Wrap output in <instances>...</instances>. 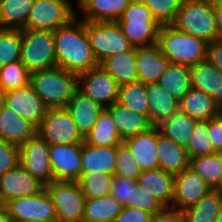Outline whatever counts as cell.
<instances>
[{
	"label": "cell",
	"instance_id": "cell-31",
	"mask_svg": "<svg viewBox=\"0 0 222 222\" xmlns=\"http://www.w3.org/2000/svg\"><path fill=\"white\" fill-rule=\"evenodd\" d=\"M189 167L197 173L212 190H222V153L197 156L189 159Z\"/></svg>",
	"mask_w": 222,
	"mask_h": 222
},
{
	"label": "cell",
	"instance_id": "cell-46",
	"mask_svg": "<svg viewBox=\"0 0 222 222\" xmlns=\"http://www.w3.org/2000/svg\"><path fill=\"white\" fill-rule=\"evenodd\" d=\"M116 22H157V20L140 0H132Z\"/></svg>",
	"mask_w": 222,
	"mask_h": 222
},
{
	"label": "cell",
	"instance_id": "cell-8",
	"mask_svg": "<svg viewBox=\"0 0 222 222\" xmlns=\"http://www.w3.org/2000/svg\"><path fill=\"white\" fill-rule=\"evenodd\" d=\"M70 0H34L23 29L55 31L76 17Z\"/></svg>",
	"mask_w": 222,
	"mask_h": 222
},
{
	"label": "cell",
	"instance_id": "cell-56",
	"mask_svg": "<svg viewBox=\"0 0 222 222\" xmlns=\"http://www.w3.org/2000/svg\"><path fill=\"white\" fill-rule=\"evenodd\" d=\"M216 222H222V205H221L219 212L217 214Z\"/></svg>",
	"mask_w": 222,
	"mask_h": 222
},
{
	"label": "cell",
	"instance_id": "cell-23",
	"mask_svg": "<svg viewBox=\"0 0 222 222\" xmlns=\"http://www.w3.org/2000/svg\"><path fill=\"white\" fill-rule=\"evenodd\" d=\"M36 134V127L12 109L4 106L0 112V139L23 145Z\"/></svg>",
	"mask_w": 222,
	"mask_h": 222
},
{
	"label": "cell",
	"instance_id": "cell-51",
	"mask_svg": "<svg viewBox=\"0 0 222 222\" xmlns=\"http://www.w3.org/2000/svg\"><path fill=\"white\" fill-rule=\"evenodd\" d=\"M150 222H185L183 210L165 207L160 213L152 216Z\"/></svg>",
	"mask_w": 222,
	"mask_h": 222
},
{
	"label": "cell",
	"instance_id": "cell-44",
	"mask_svg": "<svg viewBox=\"0 0 222 222\" xmlns=\"http://www.w3.org/2000/svg\"><path fill=\"white\" fill-rule=\"evenodd\" d=\"M141 172L142 170L140 169L139 164L134 160L129 147L124 142H121L117 146L116 168L114 175L136 180Z\"/></svg>",
	"mask_w": 222,
	"mask_h": 222
},
{
	"label": "cell",
	"instance_id": "cell-18",
	"mask_svg": "<svg viewBox=\"0 0 222 222\" xmlns=\"http://www.w3.org/2000/svg\"><path fill=\"white\" fill-rule=\"evenodd\" d=\"M123 142L129 147L134 160L142 171L159 168L157 154V126L146 132L128 137Z\"/></svg>",
	"mask_w": 222,
	"mask_h": 222
},
{
	"label": "cell",
	"instance_id": "cell-15",
	"mask_svg": "<svg viewBox=\"0 0 222 222\" xmlns=\"http://www.w3.org/2000/svg\"><path fill=\"white\" fill-rule=\"evenodd\" d=\"M5 106L21 115L36 128L48 110L30 83L25 87L5 92Z\"/></svg>",
	"mask_w": 222,
	"mask_h": 222
},
{
	"label": "cell",
	"instance_id": "cell-3",
	"mask_svg": "<svg viewBox=\"0 0 222 222\" xmlns=\"http://www.w3.org/2000/svg\"><path fill=\"white\" fill-rule=\"evenodd\" d=\"M157 44L161 53L173 64L191 67L207 59L208 42L172 25H161Z\"/></svg>",
	"mask_w": 222,
	"mask_h": 222
},
{
	"label": "cell",
	"instance_id": "cell-14",
	"mask_svg": "<svg viewBox=\"0 0 222 222\" xmlns=\"http://www.w3.org/2000/svg\"><path fill=\"white\" fill-rule=\"evenodd\" d=\"M44 189L45 184L33 177L20 163L0 176V198L3 205L14 198L40 194Z\"/></svg>",
	"mask_w": 222,
	"mask_h": 222
},
{
	"label": "cell",
	"instance_id": "cell-16",
	"mask_svg": "<svg viewBox=\"0 0 222 222\" xmlns=\"http://www.w3.org/2000/svg\"><path fill=\"white\" fill-rule=\"evenodd\" d=\"M210 190L206 182L190 167L174 176L172 208L186 210L197 204Z\"/></svg>",
	"mask_w": 222,
	"mask_h": 222
},
{
	"label": "cell",
	"instance_id": "cell-27",
	"mask_svg": "<svg viewBox=\"0 0 222 222\" xmlns=\"http://www.w3.org/2000/svg\"><path fill=\"white\" fill-rule=\"evenodd\" d=\"M132 0H78L85 22H116Z\"/></svg>",
	"mask_w": 222,
	"mask_h": 222
},
{
	"label": "cell",
	"instance_id": "cell-19",
	"mask_svg": "<svg viewBox=\"0 0 222 222\" xmlns=\"http://www.w3.org/2000/svg\"><path fill=\"white\" fill-rule=\"evenodd\" d=\"M117 146H94L82 143L81 176L90 172L114 175Z\"/></svg>",
	"mask_w": 222,
	"mask_h": 222
},
{
	"label": "cell",
	"instance_id": "cell-28",
	"mask_svg": "<svg viewBox=\"0 0 222 222\" xmlns=\"http://www.w3.org/2000/svg\"><path fill=\"white\" fill-rule=\"evenodd\" d=\"M100 65L119 86L138 81L136 50H126L110 55Z\"/></svg>",
	"mask_w": 222,
	"mask_h": 222
},
{
	"label": "cell",
	"instance_id": "cell-10",
	"mask_svg": "<svg viewBox=\"0 0 222 222\" xmlns=\"http://www.w3.org/2000/svg\"><path fill=\"white\" fill-rule=\"evenodd\" d=\"M119 87L101 65L78 75V90L104 108L117 102Z\"/></svg>",
	"mask_w": 222,
	"mask_h": 222
},
{
	"label": "cell",
	"instance_id": "cell-45",
	"mask_svg": "<svg viewBox=\"0 0 222 222\" xmlns=\"http://www.w3.org/2000/svg\"><path fill=\"white\" fill-rule=\"evenodd\" d=\"M126 206L139 208L152 215L160 213L165 208L153 194L148 193L137 183L133 184L132 202H128Z\"/></svg>",
	"mask_w": 222,
	"mask_h": 222
},
{
	"label": "cell",
	"instance_id": "cell-29",
	"mask_svg": "<svg viewBox=\"0 0 222 222\" xmlns=\"http://www.w3.org/2000/svg\"><path fill=\"white\" fill-rule=\"evenodd\" d=\"M149 119L153 126L168 119L179 109V101L174 99L170 93L158 83L146 84Z\"/></svg>",
	"mask_w": 222,
	"mask_h": 222
},
{
	"label": "cell",
	"instance_id": "cell-38",
	"mask_svg": "<svg viewBox=\"0 0 222 222\" xmlns=\"http://www.w3.org/2000/svg\"><path fill=\"white\" fill-rule=\"evenodd\" d=\"M117 102L131 111L145 114L149 117L146 84L141 81L120 86Z\"/></svg>",
	"mask_w": 222,
	"mask_h": 222
},
{
	"label": "cell",
	"instance_id": "cell-25",
	"mask_svg": "<svg viewBox=\"0 0 222 222\" xmlns=\"http://www.w3.org/2000/svg\"><path fill=\"white\" fill-rule=\"evenodd\" d=\"M141 188L153 194L165 207H171L174 197V175L160 168L142 171L136 179Z\"/></svg>",
	"mask_w": 222,
	"mask_h": 222
},
{
	"label": "cell",
	"instance_id": "cell-43",
	"mask_svg": "<svg viewBox=\"0 0 222 222\" xmlns=\"http://www.w3.org/2000/svg\"><path fill=\"white\" fill-rule=\"evenodd\" d=\"M160 25H171L183 0H140Z\"/></svg>",
	"mask_w": 222,
	"mask_h": 222
},
{
	"label": "cell",
	"instance_id": "cell-2",
	"mask_svg": "<svg viewBox=\"0 0 222 222\" xmlns=\"http://www.w3.org/2000/svg\"><path fill=\"white\" fill-rule=\"evenodd\" d=\"M30 84L48 108H66L78 90V75L56 66L30 73Z\"/></svg>",
	"mask_w": 222,
	"mask_h": 222
},
{
	"label": "cell",
	"instance_id": "cell-42",
	"mask_svg": "<svg viewBox=\"0 0 222 222\" xmlns=\"http://www.w3.org/2000/svg\"><path fill=\"white\" fill-rule=\"evenodd\" d=\"M186 151L189 159L216 153L207 132V121L196 122Z\"/></svg>",
	"mask_w": 222,
	"mask_h": 222
},
{
	"label": "cell",
	"instance_id": "cell-21",
	"mask_svg": "<svg viewBox=\"0 0 222 222\" xmlns=\"http://www.w3.org/2000/svg\"><path fill=\"white\" fill-rule=\"evenodd\" d=\"M157 154L159 168L174 176L189 167V157L186 148L161 134L158 127Z\"/></svg>",
	"mask_w": 222,
	"mask_h": 222
},
{
	"label": "cell",
	"instance_id": "cell-37",
	"mask_svg": "<svg viewBox=\"0 0 222 222\" xmlns=\"http://www.w3.org/2000/svg\"><path fill=\"white\" fill-rule=\"evenodd\" d=\"M117 24L134 47L157 43L161 28L158 22H117Z\"/></svg>",
	"mask_w": 222,
	"mask_h": 222
},
{
	"label": "cell",
	"instance_id": "cell-17",
	"mask_svg": "<svg viewBox=\"0 0 222 222\" xmlns=\"http://www.w3.org/2000/svg\"><path fill=\"white\" fill-rule=\"evenodd\" d=\"M171 61L161 53L159 45L136 47L138 81L144 84L158 83Z\"/></svg>",
	"mask_w": 222,
	"mask_h": 222
},
{
	"label": "cell",
	"instance_id": "cell-52",
	"mask_svg": "<svg viewBox=\"0 0 222 222\" xmlns=\"http://www.w3.org/2000/svg\"><path fill=\"white\" fill-rule=\"evenodd\" d=\"M207 59L222 71V39L214 40L208 44Z\"/></svg>",
	"mask_w": 222,
	"mask_h": 222
},
{
	"label": "cell",
	"instance_id": "cell-33",
	"mask_svg": "<svg viewBox=\"0 0 222 222\" xmlns=\"http://www.w3.org/2000/svg\"><path fill=\"white\" fill-rule=\"evenodd\" d=\"M121 205L113 196L86 198L82 222H113L121 213Z\"/></svg>",
	"mask_w": 222,
	"mask_h": 222
},
{
	"label": "cell",
	"instance_id": "cell-1",
	"mask_svg": "<svg viewBox=\"0 0 222 222\" xmlns=\"http://www.w3.org/2000/svg\"><path fill=\"white\" fill-rule=\"evenodd\" d=\"M57 66L77 75L100 64L87 35V22L78 16L54 31Z\"/></svg>",
	"mask_w": 222,
	"mask_h": 222
},
{
	"label": "cell",
	"instance_id": "cell-22",
	"mask_svg": "<svg viewBox=\"0 0 222 222\" xmlns=\"http://www.w3.org/2000/svg\"><path fill=\"white\" fill-rule=\"evenodd\" d=\"M179 108L197 121H208L222 114L215 99L196 88H190L179 102Z\"/></svg>",
	"mask_w": 222,
	"mask_h": 222
},
{
	"label": "cell",
	"instance_id": "cell-41",
	"mask_svg": "<svg viewBox=\"0 0 222 222\" xmlns=\"http://www.w3.org/2000/svg\"><path fill=\"white\" fill-rule=\"evenodd\" d=\"M30 72L21 61L0 67V88L5 92L27 86Z\"/></svg>",
	"mask_w": 222,
	"mask_h": 222
},
{
	"label": "cell",
	"instance_id": "cell-9",
	"mask_svg": "<svg viewBox=\"0 0 222 222\" xmlns=\"http://www.w3.org/2000/svg\"><path fill=\"white\" fill-rule=\"evenodd\" d=\"M36 133L48 144H79L84 137L78 131L67 108H48Z\"/></svg>",
	"mask_w": 222,
	"mask_h": 222
},
{
	"label": "cell",
	"instance_id": "cell-36",
	"mask_svg": "<svg viewBox=\"0 0 222 222\" xmlns=\"http://www.w3.org/2000/svg\"><path fill=\"white\" fill-rule=\"evenodd\" d=\"M34 0H0V28L23 29Z\"/></svg>",
	"mask_w": 222,
	"mask_h": 222
},
{
	"label": "cell",
	"instance_id": "cell-26",
	"mask_svg": "<svg viewBox=\"0 0 222 222\" xmlns=\"http://www.w3.org/2000/svg\"><path fill=\"white\" fill-rule=\"evenodd\" d=\"M66 108L83 137L94 127L99 114L104 109L79 90L75 92Z\"/></svg>",
	"mask_w": 222,
	"mask_h": 222
},
{
	"label": "cell",
	"instance_id": "cell-54",
	"mask_svg": "<svg viewBox=\"0 0 222 222\" xmlns=\"http://www.w3.org/2000/svg\"><path fill=\"white\" fill-rule=\"evenodd\" d=\"M0 222H11L6 207L4 205L0 207Z\"/></svg>",
	"mask_w": 222,
	"mask_h": 222
},
{
	"label": "cell",
	"instance_id": "cell-58",
	"mask_svg": "<svg viewBox=\"0 0 222 222\" xmlns=\"http://www.w3.org/2000/svg\"><path fill=\"white\" fill-rule=\"evenodd\" d=\"M3 205V203H2V200H1V198H0V207Z\"/></svg>",
	"mask_w": 222,
	"mask_h": 222
},
{
	"label": "cell",
	"instance_id": "cell-50",
	"mask_svg": "<svg viewBox=\"0 0 222 222\" xmlns=\"http://www.w3.org/2000/svg\"><path fill=\"white\" fill-rule=\"evenodd\" d=\"M207 132L214 150L222 153V114L207 121Z\"/></svg>",
	"mask_w": 222,
	"mask_h": 222
},
{
	"label": "cell",
	"instance_id": "cell-7",
	"mask_svg": "<svg viewBox=\"0 0 222 222\" xmlns=\"http://www.w3.org/2000/svg\"><path fill=\"white\" fill-rule=\"evenodd\" d=\"M87 35L99 64L110 55L126 50H136L117 22H87Z\"/></svg>",
	"mask_w": 222,
	"mask_h": 222
},
{
	"label": "cell",
	"instance_id": "cell-48",
	"mask_svg": "<svg viewBox=\"0 0 222 222\" xmlns=\"http://www.w3.org/2000/svg\"><path fill=\"white\" fill-rule=\"evenodd\" d=\"M19 164V146L0 139V176Z\"/></svg>",
	"mask_w": 222,
	"mask_h": 222
},
{
	"label": "cell",
	"instance_id": "cell-6",
	"mask_svg": "<svg viewBox=\"0 0 222 222\" xmlns=\"http://www.w3.org/2000/svg\"><path fill=\"white\" fill-rule=\"evenodd\" d=\"M58 222H82L85 195L76 181H52L45 185Z\"/></svg>",
	"mask_w": 222,
	"mask_h": 222
},
{
	"label": "cell",
	"instance_id": "cell-32",
	"mask_svg": "<svg viewBox=\"0 0 222 222\" xmlns=\"http://www.w3.org/2000/svg\"><path fill=\"white\" fill-rule=\"evenodd\" d=\"M84 142L94 146H118L123 142L106 108L99 114L94 127L85 135Z\"/></svg>",
	"mask_w": 222,
	"mask_h": 222
},
{
	"label": "cell",
	"instance_id": "cell-49",
	"mask_svg": "<svg viewBox=\"0 0 222 222\" xmlns=\"http://www.w3.org/2000/svg\"><path fill=\"white\" fill-rule=\"evenodd\" d=\"M152 214L136 207L123 206L113 222H150Z\"/></svg>",
	"mask_w": 222,
	"mask_h": 222
},
{
	"label": "cell",
	"instance_id": "cell-57",
	"mask_svg": "<svg viewBox=\"0 0 222 222\" xmlns=\"http://www.w3.org/2000/svg\"><path fill=\"white\" fill-rule=\"evenodd\" d=\"M17 222H58L57 220H50V221H36V220H22Z\"/></svg>",
	"mask_w": 222,
	"mask_h": 222
},
{
	"label": "cell",
	"instance_id": "cell-47",
	"mask_svg": "<svg viewBox=\"0 0 222 222\" xmlns=\"http://www.w3.org/2000/svg\"><path fill=\"white\" fill-rule=\"evenodd\" d=\"M136 180L118 177L114 175L111 184V193L121 205L126 206L128 202H132L133 184Z\"/></svg>",
	"mask_w": 222,
	"mask_h": 222
},
{
	"label": "cell",
	"instance_id": "cell-40",
	"mask_svg": "<svg viewBox=\"0 0 222 222\" xmlns=\"http://www.w3.org/2000/svg\"><path fill=\"white\" fill-rule=\"evenodd\" d=\"M114 175L90 172L83 174L77 181L85 198H101L109 196Z\"/></svg>",
	"mask_w": 222,
	"mask_h": 222
},
{
	"label": "cell",
	"instance_id": "cell-24",
	"mask_svg": "<svg viewBox=\"0 0 222 222\" xmlns=\"http://www.w3.org/2000/svg\"><path fill=\"white\" fill-rule=\"evenodd\" d=\"M106 109L110 112L122 140L146 132L153 127L147 115L131 111L118 102Z\"/></svg>",
	"mask_w": 222,
	"mask_h": 222
},
{
	"label": "cell",
	"instance_id": "cell-20",
	"mask_svg": "<svg viewBox=\"0 0 222 222\" xmlns=\"http://www.w3.org/2000/svg\"><path fill=\"white\" fill-rule=\"evenodd\" d=\"M191 88L212 96L222 108V71L208 59L190 67Z\"/></svg>",
	"mask_w": 222,
	"mask_h": 222
},
{
	"label": "cell",
	"instance_id": "cell-11",
	"mask_svg": "<svg viewBox=\"0 0 222 222\" xmlns=\"http://www.w3.org/2000/svg\"><path fill=\"white\" fill-rule=\"evenodd\" d=\"M11 222L57 220L53 201L44 189L40 194L14 198L4 204Z\"/></svg>",
	"mask_w": 222,
	"mask_h": 222
},
{
	"label": "cell",
	"instance_id": "cell-5",
	"mask_svg": "<svg viewBox=\"0 0 222 222\" xmlns=\"http://www.w3.org/2000/svg\"><path fill=\"white\" fill-rule=\"evenodd\" d=\"M20 61L30 73L56 67L54 31L22 29Z\"/></svg>",
	"mask_w": 222,
	"mask_h": 222
},
{
	"label": "cell",
	"instance_id": "cell-30",
	"mask_svg": "<svg viewBox=\"0 0 222 222\" xmlns=\"http://www.w3.org/2000/svg\"><path fill=\"white\" fill-rule=\"evenodd\" d=\"M197 120L190 117L180 108L175 114L157 125L159 132L186 148Z\"/></svg>",
	"mask_w": 222,
	"mask_h": 222
},
{
	"label": "cell",
	"instance_id": "cell-35",
	"mask_svg": "<svg viewBox=\"0 0 222 222\" xmlns=\"http://www.w3.org/2000/svg\"><path fill=\"white\" fill-rule=\"evenodd\" d=\"M222 205V190H210L197 204L183 211L185 222H216Z\"/></svg>",
	"mask_w": 222,
	"mask_h": 222
},
{
	"label": "cell",
	"instance_id": "cell-53",
	"mask_svg": "<svg viewBox=\"0 0 222 222\" xmlns=\"http://www.w3.org/2000/svg\"><path fill=\"white\" fill-rule=\"evenodd\" d=\"M218 39H222V0H213Z\"/></svg>",
	"mask_w": 222,
	"mask_h": 222
},
{
	"label": "cell",
	"instance_id": "cell-39",
	"mask_svg": "<svg viewBox=\"0 0 222 222\" xmlns=\"http://www.w3.org/2000/svg\"><path fill=\"white\" fill-rule=\"evenodd\" d=\"M22 29L0 28V67L21 60Z\"/></svg>",
	"mask_w": 222,
	"mask_h": 222
},
{
	"label": "cell",
	"instance_id": "cell-34",
	"mask_svg": "<svg viewBox=\"0 0 222 222\" xmlns=\"http://www.w3.org/2000/svg\"><path fill=\"white\" fill-rule=\"evenodd\" d=\"M158 84L180 102L191 88L190 67L171 63L162 73Z\"/></svg>",
	"mask_w": 222,
	"mask_h": 222
},
{
	"label": "cell",
	"instance_id": "cell-4",
	"mask_svg": "<svg viewBox=\"0 0 222 222\" xmlns=\"http://www.w3.org/2000/svg\"><path fill=\"white\" fill-rule=\"evenodd\" d=\"M171 25L208 43L218 39L213 0H183Z\"/></svg>",
	"mask_w": 222,
	"mask_h": 222
},
{
	"label": "cell",
	"instance_id": "cell-13",
	"mask_svg": "<svg viewBox=\"0 0 222 222\" xmlns=\"http://www.w3.org/2000/svg\"><path fill=\"white\" fill-rule=\"evenodd\" d=\"M53 181H78L81 177L82 143L49 145Z\"/></svg>",
	"mask_w": 222,
	"mask_h": 222
},
{
	"label": "cell",
	"instance_id": "cell-12",
	"mask_svg": "<svg viewBox=\"0 0 222 222\" xmlns=\"http://www.w3.org/2000/svg\"><path fill=\"white\" fill-rule=\"evenodd\" d=\"M48 144L36 133L19 147V163L45 185L53 181Z\"/></svg>",
	"mask_w": 222,
	"mask_h": 222
},
{
	"label": "cell",
	"instance_id": "cell-55",
	"mask_svg": "<svg viewBox=\"0 0 222 222\" xmlns=\"http://www.w3.org/2000/svg\"><path fill=\"white\" fill-rule=\"evenodd\" d=\"M5 106V91L0 88V112L2 111V108Z\"/></svg>",
	"mask_w": 222,
	"mask_h": 222
}]
</instances>
